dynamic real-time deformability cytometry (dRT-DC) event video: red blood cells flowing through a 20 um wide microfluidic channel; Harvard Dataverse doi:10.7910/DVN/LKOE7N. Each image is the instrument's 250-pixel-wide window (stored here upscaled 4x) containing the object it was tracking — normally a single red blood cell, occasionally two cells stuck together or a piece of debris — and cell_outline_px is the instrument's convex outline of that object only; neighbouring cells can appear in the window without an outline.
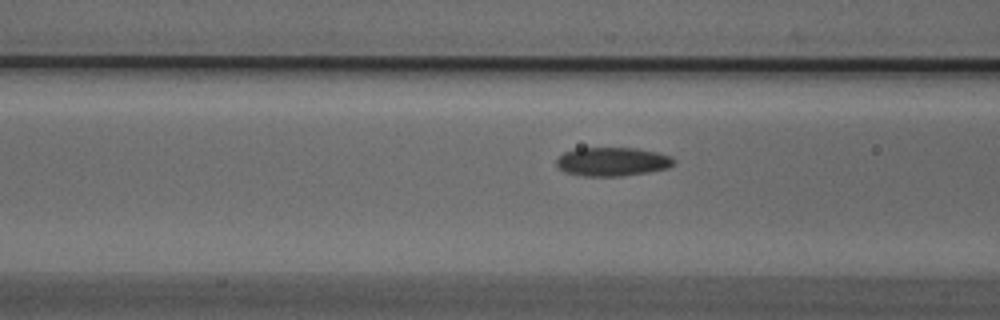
{"species": "Egyptian fruit bat (a non-hibernating species)", "species_latin": "Rousettus aegyptiacus", "temperature_condition": "cold", "stored_images_in_passage": 38, "camera_frame_rate_fps": 3000, "um_per_image_px": 0.085, "animal": {"sex": "male"}, "frame": {"image": 1, "passage_image": 15, "time_ms": 4.667, "image_size_px": [1000, 320], "cell_outline_px": [[676, 164], [668, 168], [648, 172], [620, 176], [584, 176], [564, 172], [556, 164], [556, 160], [564, 152], [576, 148], [636, 148], [656, 152], [672, 156], [676, 160]], "centroid_in_image_um": [52.08, 13.74], "position_along_channel_um": 114.5, "area_um2": 19.77}}
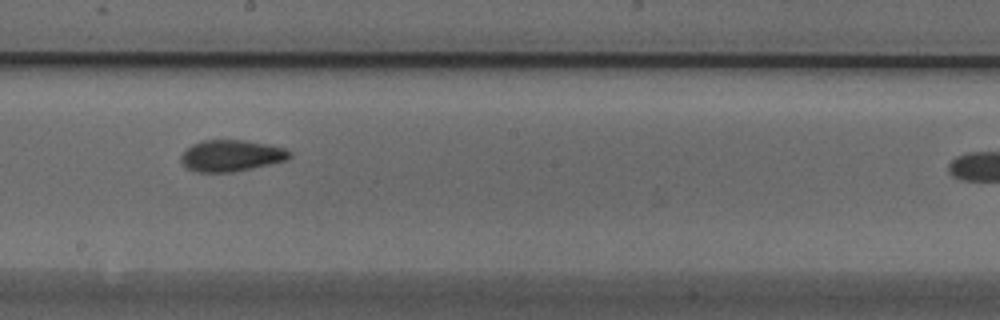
{"frame": {"image": 2, "passage_image": 24, "time_ms": 7.667, "image_size_px": [1000, 320], "cell_outline_px": [[292, 156], [288, 160], [252, 168], [232, 172], [196, 172], [188, 168], [180, 160], [180, 156], [192, 144], [204, 140], [244, 140], [268, 144], [284, 148], [292, 152]], "centroid_in_image_um": [19.69, 13.23], "position_along_channel_um": 228.5, "area_um2": 19.88}}
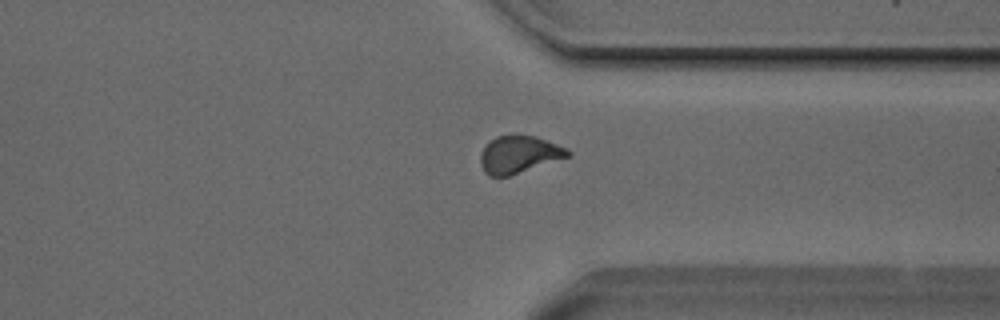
{"frame": {"image": 3, "passage_image": 35, "time_ms": 11.333, "image_size_px": [1000, 320], "cell_outline_px": [[572, 152], [568, 156], [508, 176], [488, 176], [484, 172], [480, 164], [480, 152], [488, 140], [496, 136], [536, 136], [568, 148]], "centroid_in_image_um": [44.06, 13.12], "position_along_channel_um": 367.3, "area_um2": 18.84}}